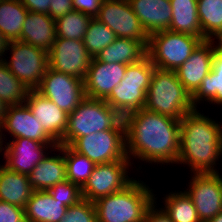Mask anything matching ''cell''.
<instances>
[{"mask_svg":"<svg viewBox=\"0 0 222 222\" xmlns=\"http://www.w3.org/2000/svg\"><path fill=\"white\" fill-rule=\"evenodd\" d=\"M221 126L198 109L186 114L180 120L179 157L176 164H187L191 173L218 172L215 166L222 155Z\"/></svg>","mask_w":222,"mask_h":222,"instance_id":"2","label":"cell"},{"mask_svg":"<svg viewBox=\"0 0 222 222\" xmlns=\"http://www.w3.org/2000/svg\"><path fill=\"white\" fill-rule=\"evenodd\" d=\"M8 106L0 99V126L4 120V116L6 115Z\"/></svg>","mask_w":222,"mask_h":222,"instance_id":"45","label":"cell"},{"mask_svg":"<svg viewBox=\"0 0 222 222\" xmlns=\"http://www.w3.org/2000/svg\"><path fill=\"white\" fill-rule=\"evenodd\" d=\"M164 197L165 205L161 209L172 222H201L192 199L184 190L172 191Z\"/></svg>","mask_w":222,"mask_h":222,"instance_id":"29","label":"cell"},{"mask_svg":"<svg viewBox=\"0 0 222 222\" xmlns=\"http://www.w3.org/2000/svg\"><path fill=\"white\" fill-rule=\"evenodd\" d=\"M92 17L73 10L55 20L57 38L83 40Z\"/></svg>","mask_w":222,"mask_h":222,"instance_id":"32","label":"cell"},{"mask_svg":"<svg viewBox=\"0 0 222 222\" xmlns=\"http://www.w3.org/2000/svg\"><path fill=\"white\" fill-rule=\"evenodd\" d=\"M214 44L211 40L202 41L189 58L175 70L178 80L191 96L198 90L202 80L212 69Z\"/></svg>","mask_w":222,"mask_h":222,"instance_id":"19","label":"cell"},{"mask_svg":"<svg viewBox=\"0 0 222 222\" xmlns=\"http://www.w3.org/2000/svg\"><path fill=\"white\" fill-rule=\"evenodd\" d=\"M47 191L53 199L62 202L66 207L73 206L82 200L81 188L69 180L57 183Z\"/></svg>","mask_w":222,"mask_h":222,"instance_id":"36","label":"cell"},{"mask_svg":"<svg viewBox=\"0 0 222 222\" xmlns=\"http://www.w3.org/2000/svg\"><path fill=\"white\" fill-rule=\"evenodd\" d=\"M29 176L0 164V200L25 208L33 193Z\"/></svg>","mask_w":222,"mask_h":222,"instance_id":"24","label":"cell"},{"mask_svg":"<svg viewBox=\"0 0 222 222\" xmlns=\"http://www.w3.org/2000/svg\"><path fill=\"white\" fill-rule=\"evenodd\" d=\"M156 200L157 197L154 204L148 209L143 222H172L166 213L160 207H157Z\"/></svg>","mask_w":222,"mask_h":222,"instance_id":"41","label":"cell"},{"mask_svg":"<svg viewBox=\"0 0 222 222\" xmlns=\"http://www.w3.org/2000/svg\"><path fill=\"white\" fill-rule=\"evenodd\" d=\"M128 1L148 36L169 29L172 19L170 0Z\"/></svg>","mask_w":222,"mask_h":222,"instance_id":"20","label":"cell"},{"mask_svg":"<svg viewBox=\"0 0 222 222\" xmlns=\"http://www.w3.org/2000/svg\"><path fill=\"white\" fill-rule=\"evenodd\" d=\"M116 38L115 33L107 25L99 22L96 18H92L84 35L83 43L94 58Z\"/></svg>","mask_w":222,"mask_h":222,"instance_id":"34","label":"cell"},{"mask_svg":"<svg viewBox=\"0 0 222 222\" xmlns=\"http://www.w3.org/2000/svg\"><path fill=\"white\" fill-rule=\"evenodd\" d=\"M197 14L203 41L211 40L222 29V0H197Z\"/></svg>","mask_w":222,"mask_h":222,"instance_id":"30","label":"cell"},{"mask_svg":"<svg viewBox=\"0 0 222 222\" xmlns=\"http://www.w3.org/2000/svg\"><path fill=\"white\" fill-rule=\"evenodd\" d=\"M69 147L95 165L129 160L126 155V140L110 129L79 137Z\"/></svg>","mask_w":222,"mask_h":222,"instance_id":"11","label":"cell"},{"mask_svg":"<svg viewBox=\"0 0 222 222\" xmlns=\"http://www.w3.org/2000/svg\"><path fill=\"white\" fill-rule=\"evenodd\" d=\"M67 207L48 191L34 190L25 207L26 222H60Z\"/></svg>","mask_w":222,"mask_h":222,"instance_id":"25","label":"cell"},{"mask_svg":"<svg viewBox=\"0 0 222 222\" xmlns=\"http://www.w3.org/2000/svg\"><path fill=\"white\" fill-rule=\"evenodd\" d=\"M9 45V40L4 34L0 32V61H3L5 53L7 54V47Z\"/></svg>","mask_w":222,"mask_h":222,"instance_id":"43","label":"cell"},{"mask_svg":"<svg viewBox=\"0 0 222 222\" xmlns=\"http://www.w3.org/2000/svg\"><path fill=\"white\" fill-rule=\"evenodd\" d=\"M0 222H26L25 208L0 200Z\"/></svg>","mask_w":222,"mask_h":222,"instance_id":"38","label":"cell"},{"mask_svg":"<svg viewBox=\"0 0 222 222\" xmlns=\"http://www.w3.org/2000/svg\"><path fill=\"white\" fill-rule=\"evenodd\" d=\"M30 89L16 78L0 61V99L7 105H19L26 102Z\"/></svg>","mask_w":222,"mask_h":222,"instance_id":"31","label":"cell"},{"mask_svg":"<svg viewBox=\"0 0 222 222\" xmlns=\"http://www.w3.org/2000/svg\"><path fill=\"white\" fill-rule=\"evenodd\" d=\"M109 107L110 130L125 140L129 137L136 120L138 108L135 106L107 103Z\"/></svg>","mask_w":222,"mask_h":222,"instance_id":"35","label":"cell"},{"mask_svg":"<svg viewBox=\"0 0 222 222\" xmlns=\"http://www.w3.org/2000/svg\"><path fill=\"white\" fill-rule=\"evenodd\" d=\"M92 58L83 40L56 38L48 51L49 68L83 81Z\"/></svg>","mask_w":222,"mask_h":222,"instance_id":"13","label":"cell"},{"mask_svg":"<svg viewBox=\"0 0 222 222\" xmlns=\"http://www.w3.org/2000/svg\"><path fill=\"white\" fill-rule=\"evenodd\" d=\"M207 222H222V211Z\"/></svg>","mask_w":222,"mask_h":222,"instance_id":"46","label":"cell"},{"mask_svg":"<svg viewBox=\"0 0 222 222\" xmlns=\"http://www.w3.org/2000/svg\"><path fill=\"white\" fill-rule=\"evenodd\" d=\"M144 108L177 120L195 110L192 96L178 80L176 72L158 68L154 69Z\"/></svg>","mask_w":222,"mask_h":222,"instance_id":"4","label":"cell"},{"mask_svg":"<svg viewBox=\"0 0 222 222\" xmlns=\"http://www.w3.org/2000/svg\"><path fill=\"white\" fill-rule=\"evenodd\" d=\"M222 106V52L215 50L212 58V69L202 80L201 86L192 95L195 109L201 101Z\"/></svg>","mask_w":222,"mask_h":222,"instance_id":"27","label":"cell"},{"mask_svg":"<svg viewBox=\"0 0 222 222\" xmlns=\"http://www.w3.org/2000/svg\"><path fill=\"white\" fill-rule=\"evenodd\" d=\"M149 40H131L117 37L114 42L104 48L95 57L106 63L130 65L138 63L147 56Z\"/></svg>","mask_w":222,"mask_h":222,"instance_id":"23","label":"cell"},{"mask_svg":"<svg viewBox=\"0 0 222 222\" xmlns=\"http://www.w3.org/2000/svg\"><path fill=\"white\" fill-rule=\"evenodd\" d=\"M202 41L200 37L163 30L149 36L147 56L156 68L175 71Z\"/></svg>","mask_w":222,"mask_h":222,"instance_id":"5","label":"cell"},{"mask_svg":"<svg viewBox=\"0 0 222 222\" xmlns=\"http://www.w3.org/2000/svg\"><path fill=\"white\" fill-rule=\"evenodd\" d=\"M48 15L56 20L74 10L73 0H50Z\"/></svg>","mask_w":222,"mask_h":222,"instance_id":"39","label":"cell"},{"mask_svg":"<svg viewBox=\"0 0 222 222\" xmlns=\"http://www.w3.org/2000/svg\"><path fill=\"white\" fill-rule=\"evenodd\" d=\"M103 0H73L74 10L95 18L98 15Z\"/></svg>","mask_w":222,"mask_h":222,"instance_id":"40","label":"cell"},{"mask_svg":"<svg viewBox=\"0 0 222 222\" xmlns=\"http://www.w3.org/2000/svg\"><path fill=\"white\" fill-rule=\"evenodd\" d=\"M56 38L55 20L48 14L29 11L22 25L20 41L48 52Z\"/></svg>","mask_w":222,"mask_h":222,"instance_id":"22","label":"cell"},{"mask_svg":"<svg viewBox=\"0 0 222 222\" xmlns=\"http://www.w3.org/2000/svg\"><path fill=\"white\" fill-rule=\"evenodd\" d=\"M179 142L180 120L142 108L126 139V155L130 161L132 157L149 164H176Z\"/></svg>","mask_w":222,"mask_h":222,"instance_id":"1","label":"cell"},{"mask_svg":"<svg viewBox=\"0 0 222 222\" xmlns=\"http://www.w3.org/2000/svg\"><path fill=\"white\" fill-rule=\"evenodd\" d=\"M11 56L3 59L9 71L30 90H35L48 65V52L22 41H11L7 47Z\"/></svg>","mask_w":222,"mask_h":222,"instance_id":"6","label":"cell"},{"mask_svg":"<svg viewBox=\"0 0 222 222\" xmlns=\"http://www.w3.org/2000/svg\"><path fill=\"white\" fill-rule=\"evenodd\" d=\"M5 143V147L0 145V152H4L5 164L9 170L29 175L32 169L46 156L48 149L58 144H43L28 138H15ZM52 147V148H51Z\"/></svg>","mask_w":222,"mask_h":222,"instance_id":"15","label":"cell"},{"mask_svg":"<svg viewBox=\"0 0 222 222\" xmlns=\"http://www.w3.org/2000/svg\"><path fill=\"white\" fill-rule=\"evenodd\" d=\"M155 68L148 56L138 63L127 65L125 77L104 100L117 105L135 106L139 110L144 108Z\"/></svg>","mask_w":222,"mask_h":222,"instance_id":"7","label":"cell"},{"mask_svg":"<svg viewBox=\"0 0 222 222\" xmlns=\"http://www.w3.org/2000/svg\"><path fill=\"white\" fill-rule=\"evenodd\" d=\"M110 129L109 107L103 99L86 97L70 114L61 145L70 146L77 138Z\"/></svg>","mask_w":222,"mask_h":222,"instance_id":"8","label":"cell"},{"mask_svg":"<svg viewBox=\"0 0 222 222\" xmlns=\"http://www.w3.org/2000/svg\"><path fill=\"white\" fill-rule=\"evenodd\" d=\"M126 67L121 63H106L92 58L84 79L86 97L104 100L125 77Z\"/></svg>","mask_w":222,"mask_h":222,"instance_id":"17","label":"cell"},{"mask_svg":"<svg viewBox=\"0 0 222 222\" xmlns=\"http://www.w3.org/2000/svg\"><path fill=\"white\" fill-rule=\"evenodd\" d=\"M29 11L19 0L0 1V32L11 41H20L22 25Z\"/></svg>","mask_w":222,"mask_h":222,"instance_id":"28","label":"cell"},{"mask_svg":"<svg viewBox=\"0 0 222 222\" xmlns=\"http://www.w3.org/2000/svg\"><path fill=\"white\" fill-rule=\"evenodd\" d=\"M215 39H218V43L216 46H214V49L222 52V29L215 36H213V38H211V41L214 42Z\"/></svg>","mask_w":222,"mask_h":222,"instance_id":"44","label":"cell"},{"mask_svg":"<svg viewBox=\"0 0 222 222\" xmlns=\"http://www.w3.org/2000/svg\"><path fill=\"white\" fill-rule=\"evenodd\" d=\"M130 160L96 164L87 182L81 188L82 199L95 202L101 197L123 190L134 179L129 177Z\"/></svg>","mask_w":222,"mask_h":222,"instance_id":"9","label":"cell"},{"mask_svg":"<svg viewBox=\"0 0 222 222\" xmlns=\"http://www.w3.org/2000/svg\"><path fill=\"white\" fill-rule=\"evenodd\" d=\"M23 6L31 12L36 13H49L50 0H19Z\"/></svg>","mask_w":222,"mask_h":222,"instance_id":"42","label":"cell"},{"mask_svg":"<svg viewBox=\"0 0 222 222\" xmlns=\"http://www.w3.org/2000/svg\"><path fill=\"white\" fill-rule=\"evenodd\" d=\"M64 158L66 161L67 180L82 188L90 177L95 164L87 157L73 151L67 145H64Z\"/></svg>","mask_w":222,"mask_h":222,"instance_id":"33","label":"cell"},{"mask_svg":"<svg viewBox=\"0 0 222 222\" xmlns=\"http://www.w3.org/2000/svg\"><path fill=\"white\" fill-rule=\"evenodd\" d=\"M95 18L107 25L116 37L149 40L128 0H103Z\"/></svg>","mask_w":222,"mask_h":222,"instance_id":"14","label":"cell"},{"mask_svg":"<svg viewBox=\"0 0 222 222\" xmlns=\"http://www.w3.org/2000/svg\"><path fill=\"white\" fill-rule=\"evenodd\" d=\"M191 175L184 191L192 199L201 222H207L222 211V175L219 172Z\"/></svg>","mask_w":222,"mask_h":222,"instance_id":"12","label":"cell"},{"mask_svg":"<svg viewBox=\"0 0 222 222\" xmlns=\"http://www.w3.org/2000/svg\"><path fill=\"white\" fill-rule=\"evenodd\" d=\"M53 150L59 152L54 156L49 153L32 169L29 176L33 190L47 191L57 183L67 180L64 145H58ZM60 153H62L60 156Z\"/></svg>","mask_w":222,"mask_h":222,"instance_id":"21","label":"cell"},{"mask_svg":"<svg viewBox=\"0 0 222 222\" xmlns=\"http://www.w3.org/2000/svg\"><path fill=\"white\" fill-rule=\"evenodd\" d=\"M60 222H97L94 202L82 199L77 204L67 207Z\"/></svg>","mask_w":222,"mask_h":222,"instance_id":"37","label":"cell"},{"mask_svg":"<svg viewBox=\"0 0 222 222\" xmlns=\"http://www.w3.org/2000/svg\"><path fill=\"white\" fill-rule=\"evenodd\" d=\"M155 196L145 182L134 179L123 190L94 202L97 222H143Z\"/></svg>","mask_w":222,"mask_h":222,"instance_id":"3","label":"cell"},{"mask_svg":"<svg viewBox=\"0 0 222 222\" xmlns=\"http://www.w3.org/2000/svg\"><path fill=\"white\" fill-rule=\"evenodd\" d=\"M35 90L67 114H70L86 98L83 80L54 71L49 67Z\"/></svg>","mask_w":222,"mask_h":222,"instance_id":"10","label":"cell"},{"mask_svg":"<svg viewBox=\"0 0 222 222\" xmlns=\"http://www.w3.org/2000/svg\"><path fill=\"white\" fill-rule=\"evenodd\" d=\"M13 138H28L43 144H57L43 129L26 103L8 106L4 120L0 126V145H3V131Z\"/></svg>","mask_w":222,"mask_h":222,"instance_id":"16","label":"cell"},{"mask_svg":"<svg viewBox=\"0 0 222 222\" xmlns=\"http://www.w3.org/2000/svg\"><path fill=\"white\" fill-rule=\"evenodd\" d=\"M172 19L168 30L203 40L202 29L197 14V0H170Z\"/></svg>","mask_w":222,"mask_h":222,"instance_id":"26","label":"cell"},{"mask_svg":"<svg viewBox=\"0 0 222 222\" xmlns=\"http://www.w3.org/2000/svg\"><path fill=\"white\" fill-rule=\"evenodd\" d=\"M44 131L58 144L67 130L68 114L36 90H30L26 102Z\"/></svg>","mask_w":222,"mask_h":222,"instance_id":"18","label":"cell"}]
</instances>
